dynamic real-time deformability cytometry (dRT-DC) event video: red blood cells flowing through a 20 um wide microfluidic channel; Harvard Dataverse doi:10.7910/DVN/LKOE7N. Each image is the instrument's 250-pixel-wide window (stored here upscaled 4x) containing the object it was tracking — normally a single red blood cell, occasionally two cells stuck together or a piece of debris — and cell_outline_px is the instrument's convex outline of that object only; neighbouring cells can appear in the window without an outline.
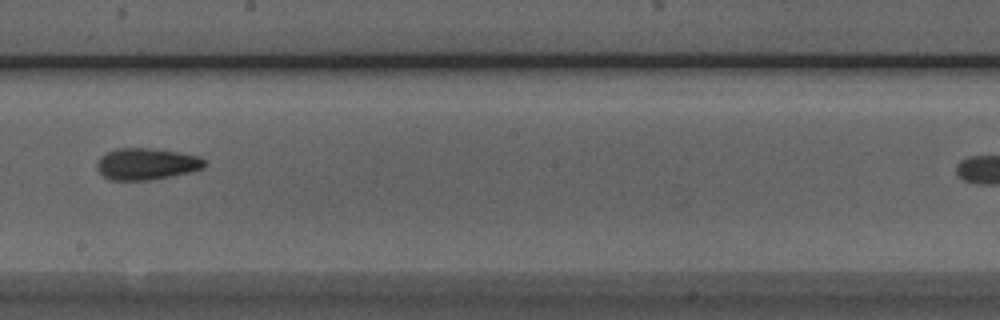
{"species": "Egyptian fruit bat (a non-hibernating species)", "species_latin": "Rousettus aegyptiacus", "temperature_condition": "room temperature", "stored_images_in_passage": 7, "camera_frame_rate_fps": 3000, "um_per_image_px": 0.085, "animal": {"sex": "male"}, "frame": {"image": 1, "passage_image": 5, "time_ms": 4.667, "image_size_px": [1000, 320], "cell_outline_px": [[204, 168], [188, 172], [148, 180], [108, 180], [96, 168], [96, 164], [100, 156], [104, 152], [116, 148], [156, 148], [200, 156], [204, 160]], "centroid_in_image_um": [12.4, 13.91], "position_along_channel_um": 235.8, "area_um2": 19.88}}